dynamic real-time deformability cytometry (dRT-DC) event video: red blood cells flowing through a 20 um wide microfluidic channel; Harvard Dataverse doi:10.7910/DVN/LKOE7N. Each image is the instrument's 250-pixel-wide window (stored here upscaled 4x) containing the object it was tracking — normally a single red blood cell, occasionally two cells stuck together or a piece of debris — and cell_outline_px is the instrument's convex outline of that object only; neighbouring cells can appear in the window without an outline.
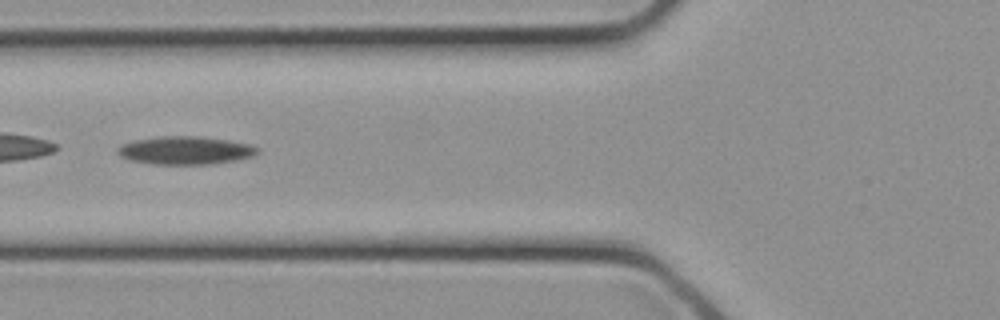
{"species": "common noctule bat (a hibernating species)", "species_latin": "Nyctalus noctula", "temperature_condition": "cold", "stored_images_in_passage": 15, "camera_frame_rate_fps": 3000, "um_per_image_px": 0.085, "animal": {"sex": "female", "body_mass_g": 21.9}, "frame": {"image": 1, "passage_image": 6, "time_ms": 1.667, "image_size_px": [1000, 320], "cell_outline_px": [[260, 152], [252, 156], [236, 160], [208, 164], [156, 164], [132, 160], [120, 156], [116, 152], [116, 148], [120, 144], [132, 140], [156, 136], [200, 136], [228, 140], [252, 144], [260, 148]], "centroid_in_image_um": [15.75, 12.76], "position_along_channel_um": 110.1, "area_um2": 23.12}}
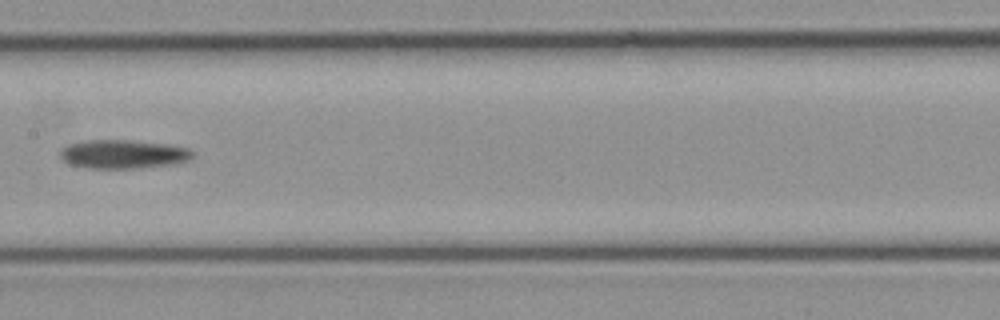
{"frame": {"image": 2, "passage_image": 10, "time_ms": 3.0, "image_size_px": [1000, 320], "cell_outline_px": [[196, 156], [192, 160], [176, 164], [140, 168], [88, 168], [72, 164], [60, 160], [60, 152], [68, 144], [84, 140], [132, 140], [168, 144], [188, 148], [196, 152]], "centroid_in_image_um": [10.55, 13.1], "position_along_channel_um": 196.8, "area_um2": 22.6}}
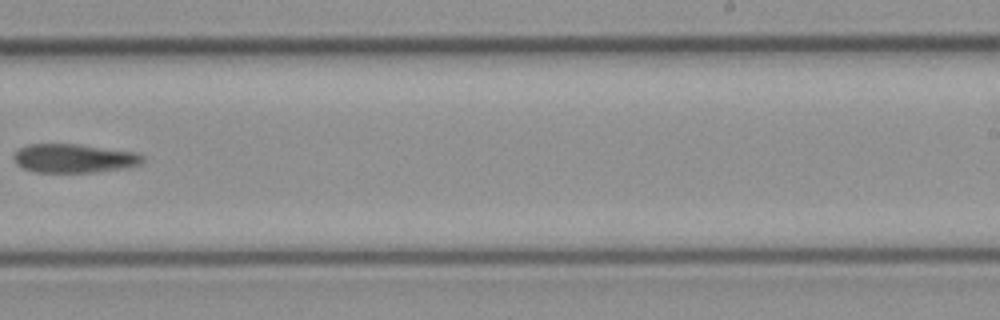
{"frame": {"image": 3, "passage_image": 14, "time_ms": 4.333, "image_size_px": [1000, 320], "cell_outline_px": [[144, 164], [128, 168], [96, 172], [32, 172], [16, 164], [12, 160], [12, 156], [20, 148], [28, 144], [76, 144], [136, 152], [144, 156]], "centroid_in_image_um": [6.32, 13.47], "position_along_channel_um": 282.7, "area_um2": 21.91}}